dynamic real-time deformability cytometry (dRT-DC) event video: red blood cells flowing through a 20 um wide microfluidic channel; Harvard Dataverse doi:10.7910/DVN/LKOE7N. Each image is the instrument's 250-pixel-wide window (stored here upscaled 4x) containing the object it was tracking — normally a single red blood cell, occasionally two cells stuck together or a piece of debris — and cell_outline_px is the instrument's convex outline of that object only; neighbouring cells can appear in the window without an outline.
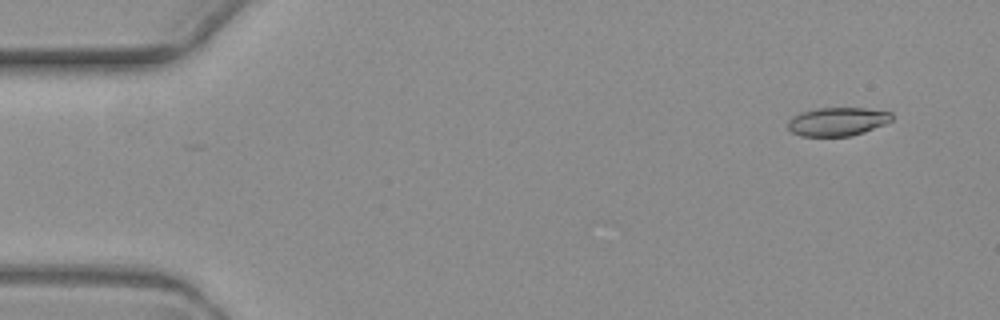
{"species": "common noctule bat (a hibernating species)", "species_latin": "Nyctalus noctula", "temperature_condition": "warm", "stored_images_in_passage": 2, "camera_frame_rate_fps": 3000, "um_per_image_px": 0.085, "animal": {"sex": "female", "body_mass_g": 19.3, "forearm_length_mm": 54.1}, "frame": {"image": 1, "passage_image": 2, "time_ms": 1.333, "image_size_px": [1000, 320], "cell_outline_px": [[892, 120], [884, 124], [864, 132], [848, 136], [800, 136], [792, 132], [788, 128], [788, 120], [800, 112], [816, 108], [864, 108], [892, 112]], "centroid_in_image_um": [71.17, 10.33], "position_along_channel_um": 13.8, "area_um2": 17.22}}